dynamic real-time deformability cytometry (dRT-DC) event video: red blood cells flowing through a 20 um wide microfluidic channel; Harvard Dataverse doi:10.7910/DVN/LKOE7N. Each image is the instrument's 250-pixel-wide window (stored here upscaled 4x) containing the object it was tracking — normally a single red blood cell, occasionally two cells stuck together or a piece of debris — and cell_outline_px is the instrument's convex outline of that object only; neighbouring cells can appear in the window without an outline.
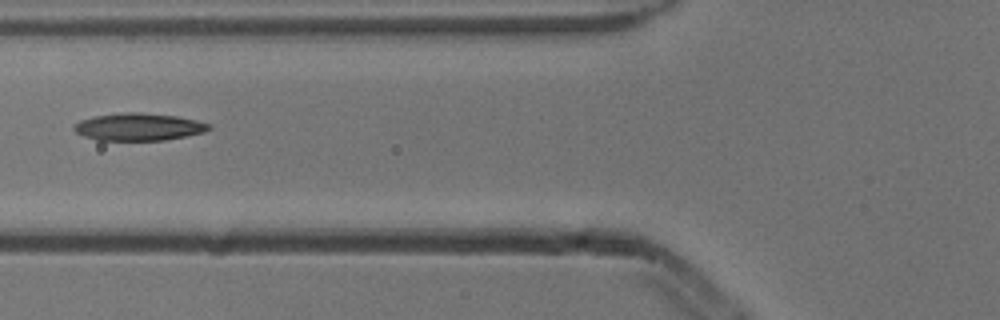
{"species": "common noctule bat (a hibernating species)", "species_latin": "Nyctalus noctula", "temperature_condition": "cold", "stored_images_in_passage": 5, "camera_frame_rate_fps": 3000, "um_per_image_px": 0.085, "animal": {"sex": "male", "body_mass_g": 13.3}, "frame": {"image": 1, "passage_image": 5, "time_ms": 1.333, "image_size_px": [1000, 320], "cell_outline_px": [[212, 128], [204, 132], [164, 140], [96, 140], [84, 136], [76, 132], [72, 128], [72, 124], [80, 120], [92, 116], [120, 112], [140, 112], [176, 116], [196, 120], [212, 124]], "centroid_in_image_um": [11.75, 10.77], "position_along_channel_um": 114.1, "area_um2": 21.73}}